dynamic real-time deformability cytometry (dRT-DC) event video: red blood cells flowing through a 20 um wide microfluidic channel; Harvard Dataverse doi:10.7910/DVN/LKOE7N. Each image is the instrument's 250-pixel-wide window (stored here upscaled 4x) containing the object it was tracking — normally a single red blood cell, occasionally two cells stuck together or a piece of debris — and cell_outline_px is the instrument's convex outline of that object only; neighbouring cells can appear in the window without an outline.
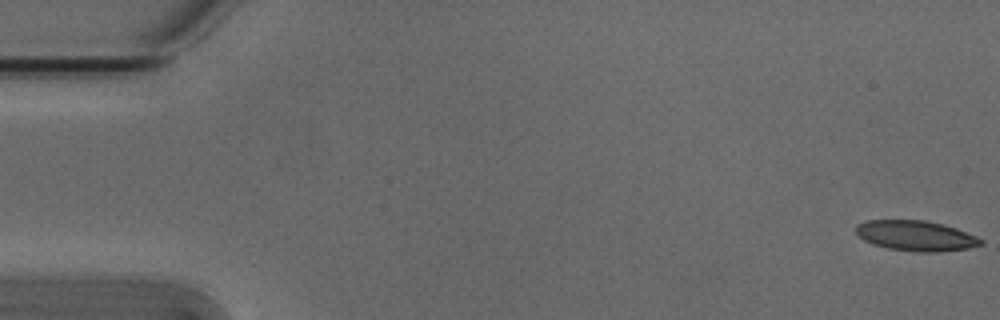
{"species": "Egyptian fruit bat (a non-hibernating species)", "species_latin": "Rousettus aegyptiacus", "temperature_condition": "cold", "stored_images_in_passage": 12, "camera_frame_rate_fps": 3000, "um_per_image_px": 0.085, "animal": {"sex": "male"}, "frame": {"image": 1, "passage_image": 1, "time_ms": 0.0, "image_size_px": [1000, 320], "cell_outline_px": [[984, 244], [968, 248], [940, 252], [916, 252], [888, 248], [872, 244], [864, 240], [856, 232], [856, 224], [868, 220], [924, 220], [956, 228], [976, 236], [984, 240]], "centroid_in_image_um": [77.86, 20.04], "position_along_channel_um": 7.1, "area_um2": 22.02}}